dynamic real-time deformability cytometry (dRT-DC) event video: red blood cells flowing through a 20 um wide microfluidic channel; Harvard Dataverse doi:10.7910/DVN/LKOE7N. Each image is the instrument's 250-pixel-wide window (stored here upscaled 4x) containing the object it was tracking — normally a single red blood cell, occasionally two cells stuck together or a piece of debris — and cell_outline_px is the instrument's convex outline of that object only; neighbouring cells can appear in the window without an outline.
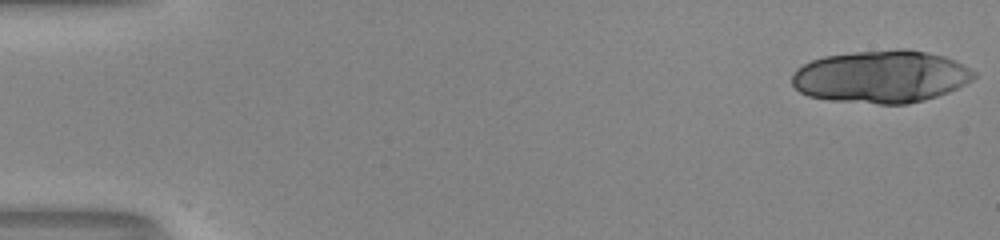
{"species": "human", "species_latin": "Homo sapiens", "temperature_condition": "room temperature", "stored_images_in_passage": 19, "camera_frame_rate_fps": 3000, "um_per_image_px": 0.085, "donor": {"sex": "male"}, "frame": {"image": 1, "passage_image": 1, "time_ms": 0.0, "image_size_px": [1000, 240], "cell_outline_px": [[976, 76], [972, 80], [948, 92], [924, 100], [908, 104], [880, 104], [828, 100], [808, 96], [800, 92], [792, 84], [792, 72], [796, 68], [812, 60], [824, 56], [856, 52], [896, 48], [908, 48], [928, 52], [944, 56], [956, 60], [976, 72]], "centroid_in_image_um": [74.89, 6.5], "position_along_channel_um": 10.1, "area_um2": 56.07}}